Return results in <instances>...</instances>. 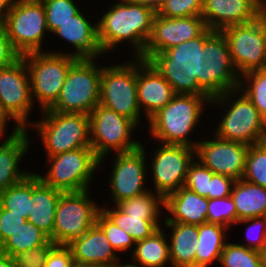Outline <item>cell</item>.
Segmentation results:
<instances>
[{
	"mask_svg": "<svg viewBox=\"0 0 266 267\" xmlns=\"http://www.w3.org/2000/svg\"><path fill=\"white\" fill-rule=\"evenodd\" d=\"M240 77L246 78L244 82H248L246 85L248 87L243 86L244 83L242 82L237 92L244 91L259 114L266 120V68L247 72Z\"/></svg>",
	"mask_w": 266,
	"mask_h": 267,
	"instance_id": "obj_35",
	"label": "cell"
},
{
	"mask_svg": "<svg viewBox=\"0 0 266 267\" xmlns=\"http://www.w3.org/2000/svg\"><path fill=\"white\" fill-rule=\"evenodd\" d=\"M207 28L200 36L184 41L147 61L169 82L176 94L209 96L203 90V47L213 33Z\"/></svg>",
	"mask_w": 266,
	"mask_h": 267,
	"instance_id": "obj_1",
	"label": "cell"
},
{
	"mask_svg": "<svg viewBox=\"0 0 266 267\" xmlns=\"http://www.w3.org/2000/svg\"><path fill=\"white\" fill-rule=\"evenodd\" d=\"M223 267H261L259 253L243 244L227 243L219 261Z\"/></svg>",
	"mask_w": 266,
	"mask_h": 267,
	"instance_id": "obj_37",
	"label": "cell"
},
{
	"mask_svg": "<svg viewBox=\"0 0 266 267\" xmlns=\"http://www.w3.org/2000/svg\"><path fill=\"white\" fill-rule=\"evenodd\" d=\"M0 145V194L11 185L22 181L30 172H22L19 162L28 151L29 141L27 130L19 125Z\"/></svg>",
	"mask_w": 266,
	"mask_h": 267,
	"instance_id": "obj_23",
	"label": "cell"
},
{
	"mask_svg": "<svg viewBox=\"0 0 266 267\" xmlns=\"http://www.w3.org/2000/svg\"><path fill=\"white\" fill-rule=\"evenodd\" d=\"M53 33L73 44L76 51L71 55L76 58L94 59L103 54L98 41L97 24L91 25L81 12L61 24Z\"/></svg>",
	"mask_w": 266,
	"mask_h": 267,
	"instance_id": "obj_25",
	"label": "cell"
},
{
	"mask_svg": "<svg viewBox=\"0 0 266 267\" xmlns=\"http://www.w3.org/2000/svg\"><path fill=\"white\" fill-rule=\"evenodd\" d=\"M136 124L100 104L89 114L91 148L99 158V164L111 149L116 153H126L138 149L141 143L130 141Z\"/></svg>",
	"mask_w": 266,
	"mask_h": 267,
	"instance_id": "obj_8",
	"label": "cell"
},
{
	"mask_svg": "<svg viewBox=\"0 0 266 267\" xmlns=\"http://www.w3.org/2000/svg\"><path fill=\"white\" fill-rule=\"evenodd\" d=\"M172 229L169 244L171 265L173 267H195L198 244V225L185 223H165Z\"/></svg>",
	"mask_w": 266,
	"mask_h": 267,
	"instance_id": "obj_27",
	"label": "cell"
},
{
	"mask_svg": "<svg viewBox=\"0 0 266 267\" xmlns=\"http://www.w3.org/2000/svg\"><path fill=\"white\" fill-rule=\"evenodd\" d=\"M124 2H129V3H134V4H142L145 6H148L150 8H154L157 10L158 5L163 1V0H122Z\"/></svg>",
	"mask_w": 266,
	"mask_h": 267,
	"instance_id": "obj_50",
	"label": "cell"
},
{
	"mask_svg": "<svg viewBox=\"0 0 266 267\" xmlns=\"http://www.w3.org/2000/svg\"><path fill=\"white\" fill-rule=\"evenodd\" d=\"M265 8L264 0H203L200 16L207 28L222 31L233 25L253 22Z\"/></svg>",
	"mask_w": 266,
	"mask_h": 267,
	"instance_id": "obj_20",
	"label": "cell"
},
{
	"mask_svg": "<svg viewBox=\"0 0 266 267\" xmlns=\"http://www.w3.org/2000/svg\"><path fill=\"white\" fill-rule=\"evenodd\" d=\"M262 143L266 146V123H265V130H264V135L262 138Z\"/></svg>",
	"mask_w": 266,
	"mask_h": 267,
	"instance_id": "obj_55",
	"label": "cell"
},
{
	"mask_svg": "<svg viewBox=\"0 0 266 267\" xmlns=\"http://www.w3.org/2000/svg\"><path fill=\"white\" fill-rule=\"evenodd\" d=\"M135 247L132 258L138 264L130 263L134 266L164 267L167 262L171 263L169 244L160 227L147 238L137 241Z\"/></svg>",
	"mask_w": 266,
	"mask_h": 267,
	"instance_id": "obj_30",
	"label": "cell"
},
{
	"mask_svg": "<svg viewBox=\"0 0 266 267\" xmlns=\"http://www.w3.org/2000/svg\"><path fill=\"white\" fill-rule=\"evenodd\" d=\"M87 191L61 194L52 232V242L56 245H68L95 224L100 207L90 200Z\"/></svg>",
	"mask_w": 266,
	"mask_h": 267,
	"instance_id": "obj_13",
	"label": "cell"
},
{
	"mask_svg": "<svg viewBox=\"0 0 266 267\" xmlns=\"http://www.w3.org/2000/svg\"><path fill=\"white\" fill-rule=\"evenodd\" d=\"M21 55L12 46L5 28L0 25V68L13 64Z\"/></svg>",
	"mask_w": 266,
	"mask_h": 267,
	"instance_id": "obj_48",
	"label": "cell"
},
{
	"mask_svg": "<svg viewBox=\"0 0 266 267\" xmlns=\"http://www.w3.org/2000/svg\"><path fill=\"white\" fill-rule=\"evenodd\" d=\"M30 78L32 98L36 97L42 111L58 99L70 66L78 59L71 54L32 52L22 55Z\"/></svg>",
	"mask_w": 266,
	"mask_h": 267,
	"instance_id": "obj_6",
	"label": "cell"
},
{
	"mask_svg": "<svg viewBox=\"0 0 266 267\" xmlns=\"http://www.w3.org/2000/svg\"><path fill=\"white\" fill-rule=\"evenodd\" d=\"M214 174L215 173L204 166L200 161L198 163L194 160L189 166L184 187L208 199L210 182Z\"/></svg>",
	"mask_w": 266,
	"mask_h": 267,
	"instance_id": "obj_42",
	"label": "cell"
},
{
	"mask_svg": "<svg viewBox=\"0 0 266 267\" xmlns=\"http://www.w3.org/2000/svg\"><path fill=\"white\" fill-rule=\"evenodd\" d=\"M156 9L142 4L121 2L113 4L97 22L98 41L102 52L113 49L122 41H130L136 48V58L144 59Z\"/></svg>",
	"mask_w": 266,
	"mask_h": 267,
	"instance_id": "obj_2",
	"label": "cell"
},
{
	"mask_svg": "<svg viewBox=\"0 0 266 267\" xmlns=\"http://www.w3.org/2000/svg\"><path fill=\"white\" fill-rule=\"evenodd\" d=\"M242 179L266 188V146L262 142L249 146Z\"/></svg>",
	"mask_w": 266,
	"mask_h": 267,
	"instance_id": "obj_36",
	"label": "cell"
},
{
	"mask_svg": "<svg viewBox=\"0 0 266 267\" xmlns=\"http://www.w3.org/2000/svg\"><path fill=\"white\" fill-rule=\"evenodd\" d=\"M73 259L79 264L96 265L100 267H116L119 261L115 250L106 238L104 232L94 224L81 237L73 239L68 245Z\"/></svg>",
	"mask_w": 266,
	"mask_h": 267,
	"instance_id": "obj_22",
	"label": "cell"
},
{
	"mask_svg": "<svg viewBox=\"0 0 266 267\" xmlns=\"http://www.w3.org/2000/svg\"><path fill=\"white\" fill-rule=\"evenodd\" d=\"M203 90L212 98L210 103L223 105L233 99L239 89L240 75L236 71L229 52L228 42L222 31H214L203 47ZM230 98H229V97Z\"/></svg>",
	"mask_w": 266,
	"mask_h": 267,
	"instance_id": "obj_4",
	"label": "cell"
},
{
	"mask_svg": "<svg viewBox=\"0 0 266 267\" xmlns=\"http://www.w3.org/2000/svg\"><path fill=\"white\" fill-rule=\"evenodd\" d=\"M231 198L235 204L238 221L266 216V188L243 179L235 180Z\"/></svg>",
	"mask_w": 266,
	"mask_h": 267,
	"instance_id": "obj_28",
	"label": "cell"
},
{
	"mask_svg": "<svg viewBox=\"0 0 266 267\" xmlns=\"http://www.w3.org/2000/svg\"><path fill=\"white\" fill-rule=\"evenodd\" d=\"M47 158L52 166L45 177H39L46 185L62 192L89 190L94 171L100 166L92 148H79Z\"/></svg>",
	"mask_w": 266,
	"mask_h": 267,
	"instance_id": "obj_11",
	"label": "cell"
},
{
	"mask_svg": "<svg viewBox=\"0 0 266 267\" xmlns=\"http://www.w3.org/2000/svg\"><path fill=\"white\" fill-rule=\"evenodd\" d=\"M62 193L46 185L39 174L32 173V197L27 221L43 231L51 241L56 207Z\"/></svg>",
	"mask_w": 266,
	"mask_h": 267,
	"instance_id": "obj_24",
	"label": "cell"
},
{
	"mask_svg": "<svg viewBox=\"0 0 266 267\" xmlns=\"http://www.w3.org/2000/svg\"><path fill=\"white\" fill-rule=\"evenodd\" d=\"M95 224L104 232L116 252H125L136 243L130 234L115 225L101 211L97 214Z\"/></svg>",
	"mask_w": 266,
	"mask_h": 267,
	"instance_id": "obj_40",
	"label": "cell"
},
{
	"mask_svg": "<svg viewBox=\"0 0 266 267\" xmlns=\"http://www.w3.org/2000/svg\"><path fill=\"white\" fill-rule=\"evenodd\" d=\"M175 95L169 82L148 61L137 58V99L140 109L145 108L147 120L165 107Z\"/></svg>",
	"mask_w": 266,
	"mask_h": 267,
	"instance_id": "obj_21",
	"label": "cell"
},
{
	"mask_svg": "<svg viewBox=\"0 0 266 267\" xmlns=\"http://www.w3.org/2000/svg\"><path fill=\"white\" fill-rule=\"evenodd\" d=\"M221 119L216 136L225 140L254 145L262 142L266 120L243 92L232 101Z\"/></svg>",
	"mask_w": 266,
	"mask_h": 267,
	"instance_id": "obj_16",
	"label": "cell"
},
{
	"mask_svg": "<svg viewBox=\"0 0 266 267\" xmlns=\"http://www.w3.org/2000/svg\"><path fill=\"white\" fill-rule=\"evenodd\" d=\"M49 240L43 231L33 223L26 221L0 245V249L12 257L15 254L42 246Z\"/></svg>",
	"mask_w": 266,
	"mask_h": 267,
	"instance_id": "obj_32",
	"label": "cell"
},
{
	"mask_svg": "<svg viewBox=\"0 0 266 267\" xmlns=\"http://www.w3.org/2000/svg\"><path fill=\"white\" fill-rule=\"evenodd\" d=\"M72 251L67 245H55L49 252L44 267H71Z\"/></svg>",
	"mask_w": 266,
	"mask_h": 267,
	"instance_id": "obj_46",
	"label": "cell"
},
{
	"mask_svg": "<svg viewBox=\"0 0 266 267\" xmlns=\"http://www.w3.org/2000/svg\"><path fill=\"white\" fill-rule=\"evenodd\" d=\"M32 197V172L0 194V206L28 219Z\"/></svg>",
	"mask_w": 266,
	"mask_h": 267,
	"instance_id": "obj_33",
	"label": "cell"
},
{
	"mask_svg": "<svg viewBox=\"0 0 266 267\" xmlns=\"http://www.w3.org/2000/svg\"><path fill=\"white\" fill-rule=\"evenodd\" d=\"M10 118L12 119V117L2 108L1 104H0V136L2 137V135H4V130L6 127V123L8 122L7 120Z\"/></svg>",
	"mask_w": 266,
	"mask_h": 267,
	"instance_id": "obj_51",
	"label": "cell"
},
{
	"mask_svg": "<svg viewBox=\"0 0 266 267\" xmlns=\"http://www.w3.org/2000/svg\"><path fill=\"white\" fill-rule=\"evenodd\" d=\"M26 221L21 215L11 213L0 206V245Z\"/></svg>",
	"mask_w": 266,
	"mask_h": 267,
	"instance_id": "obj_44",
	"label": "cell"
},
{
	"mask_svg": "<svg viewBox=\"0 0 266 267\" xmlns=\"http://www.w3.org/2000/svg\"><path fill=\"white\" fill-rule=\"evenodd\" d=\"M210 96L176 94L174 98L149 120L150 135L164 144H181L196 148L198 142H190L193 131L203 113L204 103Z\"/></svg>",
	"mask_w": 266,
	"mask_h": 267,
	"instance_id": "obj_3",
	"label": "cell"
},
{
	"mask_svg": "<svg viewBox=\"0 0 266 267\" xmlns=\"http://www.w3.org/2000/svg\"><path fill=\"white\" fill-rule=\"evenodd\" d=\"M261 267H266V245L263 246L259 251Z\"/></svg>",
	"mask_w": 266,
	"mask_h": 267,
	"instance_id": "obj_53",
	"label": "cell"
},
{
	"mask_svg": "<svg viewBox=\"0 0 266 267\" xmlns=\"http://www.w3.org/2000/svg\"><path fill=\"white\" fill-rule=\"evenodd\" d=\"M4 28L14 49L22 56L40 52L44 31L48 32L41 0H14Z\"/></svg>",
	"mask_w": 266,
	"mask_h": 267,
	"instance_id": "obj_10",
	"label": "cell"
},
{
	"mask_svg": "<svg viewBox=\"0 0 266 267\" xmlns=\"http://www.w3.org/2000/svg\"><path fill=\"white\" fill-rule=\"evenodd\" d=\"M143 145L138 149L117 153L115 164L111 175V194L117 205L122 200L136 197L145 193L144 189L146 175V158Z\"/></svg>",
	"mask_w": 266,
	"mask_h": 267,
	"instance_id": "obj_19",
	"label": "cell"
},
{
	"mask_svg": "<svg viewBox=\"0 0 266 267\" xmlns=\"http://www.w3.org/2000/svg\"><path fill=\"white\" fill-rule=\"evenodd\" d=\"M71 267H100V266L88 265V264H79V263L74 262Z\"/></svg>",
	"mask_w": 266,
	"mask_h": 267,
	"instance_id": "obj_54",
	"label": "cell"
},
{
	"mask_svg": "<svg viewBox=\"0 0 266 267\" xmlns=\"http://www.w3.org/2000/svg\"><path fill=\"white\" fill-rule=\"evenodd\" d=\"M116 267H137V266H134V265H132V264H124V265H122V264H120L119 263V265L118 266H116Z\"/></svg>",
	"mask_w": 266,
	"mask_h": 267,
	"instance_id": "obj_56",
	"label": "cell"
},
{
	"mask_svg": "<svg viewBox=\"0 0 266 267\" xmlns=\"http://www.w3.org/2000/svg\"><path fill=\"white\" fill-rule=\"evenodd\" d=\"M164 208L174 216L166 218L165 223L200 225L207 222L208 199L184 186L164 199Z\"/></svg>",
	"mask_w": 266,
	"mask_h": 267,
	"instance_id": "obj_26",
	"label": "cell"
},
{
	"mask_svg": "<svg viewBox=\"0 0 266 267\" xmlns=\"http://www.w3.org/2000/svg\"><path fill=\"white\" fill-rule=\"evenodd\" d=\"M234 182L235 180L229 176L214 174L210 182L208 199L225 198L231 196Z\"/></svg>",
	"mask_w": 266,
	"mask_h": 267,
	"instance_id": "obj_47",
	"label": "cell"
},
{
	"mask_svg": "<svg viewBox=\"0 0 266 267\" xmlns=\"http://www.w3.org/2000/svg\"><path fill=\"white\" fill-rule=\"evenodd\" d=\"M0 267H14L12 257L0 249Z\"/></svg>",
	"mask_w": 266,
	"mask_h": 267,
	"instance_id": "obj_52",
	"label": "cell"
},
{
	"mask_svg": "<svg viewBox=\"0 0 266 267\" xmlns=\"http://www.w3.org/2000/svg\"><path fill=\"white\" fill-rule=\"evenodd\" d=\"M226 226L217 223L198 225V244L195 255V267H209L215 260L220 261L226 244Z\"/></svg>",
	"mask_w": 266,
	"mask_h": 267,
	"instance_id": "obj_29",
	"label": "cell"
},
{
	"mask_svg": "<svg viewBox=\"0 0 266 267\" xmlns=\"http://www.w3.org/2000/svg\"><path fill=\"white\" fill-rule=\"evenodd\" d=\"M44 118L34 123L48 157L79 148H91L89 115L43 110Z\"/></svg>",
	"mask_w": 266,
	"mask_h": 267,
	"instance_id": "obj_7",
	"label": "cell"
},
{
	"mask_svg": "<svg viewBox=\"0 0 266 267\" xmlns=\"http://www.w3.org/2000/svg\"><path fill=\"white\" fill-rule=\"evenodd\" d=\"M56 244L49 240L46 244L12 256L14 267H44L50 250Z\"/></svg>",
	"mask_w": 266,
	"mask_h": 267,
	"instance_id": "obj_43",
	"label": "cell"
},
{
	"mask_svg": "<svg viewBox=\"0 0 266 267\" xmlns=\"http://www.w3.org/2000/svg\"><path fill=\"white\" fill-rule=\"evenodd\" d=\"M213 136V141L197 143L195 156L215 174L226 175L234 180L242 179L249 145Z\"/></svg>",
	"mask_w": 266,
	"mask_h": 267,
	"instance_id": "obj_18",
	"label": "cell"
},
{
	"mask_svg": "<svg viewBox=\"0 0 266 267\" xmlns=\"http://www.w3.org/2000/svg\"><path fill=\"white\" fill-rule=\"evenodd\" d=\"M247 223V222H252L248 227H247V231L251 233H253L255 231V229H260L258 231H262L259 235V237H252L250 238L249 234L247 233V237H248V244L244 246H246L247 248L249 249H253V250H256V251H259L263 246L266 245V216H263V217H254V218H247V219H242V220H239L237 223ZM260 226V227H259ZM259 227V228H257ZM252 229H253V232H252ZM257 231V232H258ZM250 233V234H251ZM251 239V240H250Z\"/></svg>",
	"mask_w": 266,
	"mask_h": 267,
	"instance_id": "obj_45",
	"label": "cell"
},
{
	"mask_svg": "<svg viewBox=\"0 0 266 267\" xmlns=\"http://www.w3.org/2000/svg\"><path fill=\"white\" fill-rule=\"evenodd\" d=\"M239 75L266 68L265 9L253 22L238 24L222 30Z\"/></svg>",
	"mask_w": 266,
	"mask_h": 267,
	"instance_id": "obj_12",
	"label": "cell"
},
{
	"mask_svg": "<svg viewBox=\"0 0 266 267\" xmlns=\"http://www.w3.org/2000/svg\"><path fill=\"white\" fill-rule=\"evenodd\" d=\"M207 29L204 19L198 16L165 18L156 13L152 32L144 50V60L153 54L177 46L200 36Z\"/></svg>",
	"mask_w": 266,
	"mask_h": 267,
	"instance_id": "obj_17",
	"label": "cell"
},
{
	"mask_svg": "<svg viewBox=\"0 0 266 267\" xmlns=\"http://www.w3.org/2000/svg\"><path fill=\"white\" fill-rule=\"evenodd\" d=\"M94 59L78 58L67 73L60 95L49 108L62 113L89 115L100 101L101 67Z\"/></svg>",
	"mask_w": 266,
	"mask_h": 267,
	"instance_id": "obj_5",
	"label": "cell"
},
{
	"mask_svg": "<svg viewBox=\"0 0 266 267\" xmlns=\"http://www.w3.org/2000/svg\"><path fill=\"white\" fill-rule=\"evenodd\" d=\"M207 222L229 226L237 223L235 204L231 196L208 199Z\"/></svg>",
	"mask_w": 266,
	"mask_h": 267,
	"instance_id": "obj_39",
	"label": "cell"
},
{
	"mask_svg": "<svg viewBox=\"0 0 266 267\" xmlns=\"http://www.w3.org/2000/svg\"><path fill=\"white\" fill-rule=\"evenodd\" d=\"M137 59L126 65L101 68L99 104L132 120L140 122V107L137 99Z\"/></svg>",
	"mask_w": 266,
	"mask_h": 267,
	"instance_id": "obj_9",
	"label": "cell"
},
{
	"mask_svg": "<svg viewBox=\"0 0 266 267\" xmlns=\"http://www.w3.org/2000/svg\"><path fill=\"white\" fill-rule=\"evenodd\" d=\"M160 205L164 206V198L157 193L155 196L151 191L122 200L117 204L123 212L135 218H158Z\"/></svg>",
	"mask_w": 266,
	"mask_h": 267,
	"instance_id": "obj_34",
	"label": "cell"
},
{
	"mask_svg": "<svg viewBox=\"0 0 266 267\" xmlns=\"http://www.w3.org/2000/svg\"><path fill=\"white\" fill-rule=\"evenodd\" d=\"M203 0H163L156 13L165 18H179L201 15Z\"/></svg>",
	"mask_w": 266,
	"mask_h": 267,
	"instance_id": "obj_41",
	"label": "cell"
},
{
	"mask_svg": "<svg viewBox=\"0 0 266 267\" xmlns=\"http://www.w3.org/2000/svg\"><path fill=\"white\" fill-rule=\"evenodd\" d=\"M0 104L16 125L27 129L33 99L27 64L22 56L10 66L0 68Z\"/></svg>",
	"mask_w": 266,
	"mask_h": 267,
	"instance_id": "obj_14",
	"label": "cell"
},
{
	"mask_svg": "<svg viewBox=\"0 0 266 267\" xmlns=\"http://www.w3.org/2000/svg\"><path fill=\"white\" fill-rule=\"evenodd\" d=\"M45 7L48 32H54L61 24L71 20L80 11L74 0H41Z\"/></svg>",
	"mask_w": 266,
	"mask_h": 267,
	"instance_id": "obj_38",
	"label": "cell"
},
{
	"mask_svg": "<svg viewBox=\"0 0 266 267\" xmlns=\"http://www.w3.org/2000/svg\"><path fill=\"white\" fill-rule=\"evenodd\" d=\"M113 210L101 207L100 211L115 225L135 240H143L155 232L160 225L158 218H135L123 212L117 205Z\"/></svg>",
	"mask_w": 266,
	"mask_h": 267,
	"instance_id": "obj_31",
	"label": "cell"
},
{
	"mask_svg": "<svg viewBox=\"0 0 266 267\" xmlns=\"http://www.w3.org/2000/svg\"><path fill=\"white\" fill-rule=\"evenodd\" d=\"M14 0H0V25H4L6 16L12 8Z\"/></svg>",
	"mask_w": 266,
	"mask_h": 267,
	"instance_id": "obj_49",
	"label": "cell"
},
{
	"mask_svg": "<svg viewBox=\"0 0 266 267\" xmlns=\"http://www.w3.org/2000/svg\"><path fill=\"white\" fill-rule=\"evenodd\" d=\"M152 161L155 191L164 199L184 186L195 148L181 144H164Z\"/></svg>",
	"mask_w": 266,
	"mask_h": 267,
	"instance_id": "obj_15",
	"label": "cell"
}]
</instances>
